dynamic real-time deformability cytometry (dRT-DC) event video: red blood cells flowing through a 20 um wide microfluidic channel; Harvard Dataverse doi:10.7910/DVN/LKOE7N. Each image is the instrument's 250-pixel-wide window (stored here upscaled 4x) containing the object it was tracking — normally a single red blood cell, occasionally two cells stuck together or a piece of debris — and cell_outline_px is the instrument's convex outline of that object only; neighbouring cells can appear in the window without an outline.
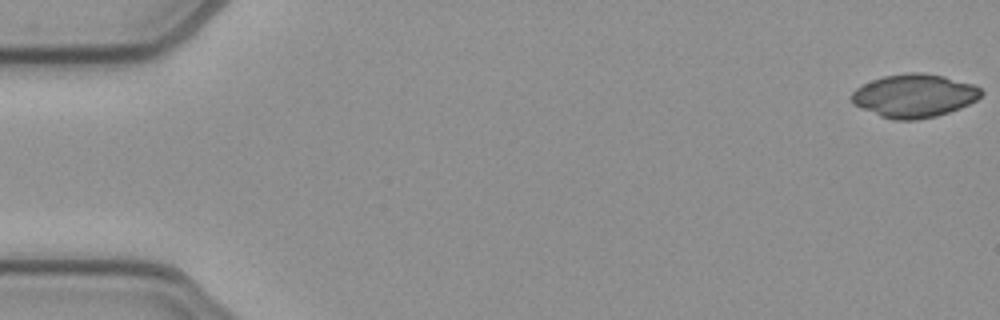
{"species": "common noctule bat (a hibernating species)", "species_latin": "Nyctalus noctula", "temperature_condition": "cold", "stored_images_in_passage": 52, "camera_frame_rate_fps": 3000, "um_per_image_px": 0.085, "animal": {"sex": "female", "body_mass_g": 21.9}, "frame": {"image": 1, "passage_image": 1, "time_ms": 0.0, "image_size_px": [1000, 320], "cell_outline_px": [[984, 92], [976, 100], [960, 108], [936, 116], [916, 120], [892, 120], [880, 116], [852, 104], [852, 92], [856, 88], [872, 80], [884, 76], [908, 72], [920, 72], [944, 76], [972, 84], [980, 88]], "centroid_in_image_um": [77.7, 8.14], "position_along_channel_um": 7.3, "area_um2": 32.6}}